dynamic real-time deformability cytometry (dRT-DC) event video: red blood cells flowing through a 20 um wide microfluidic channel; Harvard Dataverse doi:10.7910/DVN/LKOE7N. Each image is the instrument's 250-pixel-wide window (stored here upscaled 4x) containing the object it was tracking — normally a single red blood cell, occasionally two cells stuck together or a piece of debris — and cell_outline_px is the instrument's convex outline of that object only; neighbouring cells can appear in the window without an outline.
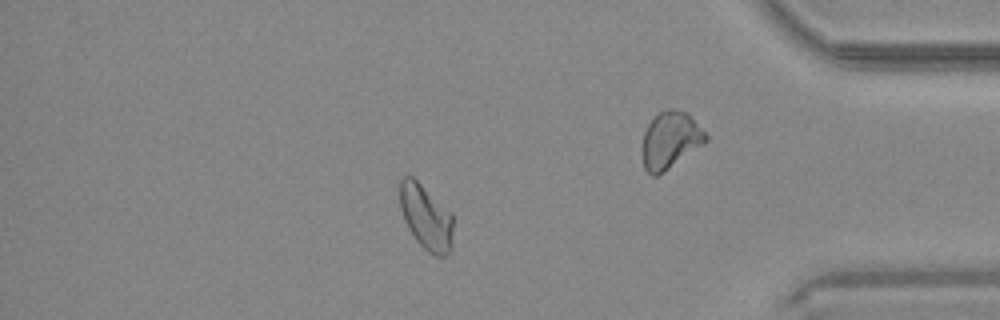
{"species": "common noctule bat (a hibernating species)", "species_latin": "Nyctalus noctula", "temperature_condition": "warm", "stored_images_in_passage": 47, "camera_frame_rate_fps": 3000, "um_per_image_px": 0.085, "animal": {"sex": "male", "body_mass_g": 20.4}, "frame": {"image": 1, "passage_image": 40, "time_ms": 13.0, "image_size_px": [1000, 320], "cell_outline_px": [[452, 248], [448, 256], [436, 256], [428, 252], [416, 240], [408, 228], [404, 220], [400, 208], [400, 176], [412, 176], [452, 212]], "centroid_in_image_um": [36.22, 18.47], "position_along_channel_um": 399.0, "area_um2": 20.35}}